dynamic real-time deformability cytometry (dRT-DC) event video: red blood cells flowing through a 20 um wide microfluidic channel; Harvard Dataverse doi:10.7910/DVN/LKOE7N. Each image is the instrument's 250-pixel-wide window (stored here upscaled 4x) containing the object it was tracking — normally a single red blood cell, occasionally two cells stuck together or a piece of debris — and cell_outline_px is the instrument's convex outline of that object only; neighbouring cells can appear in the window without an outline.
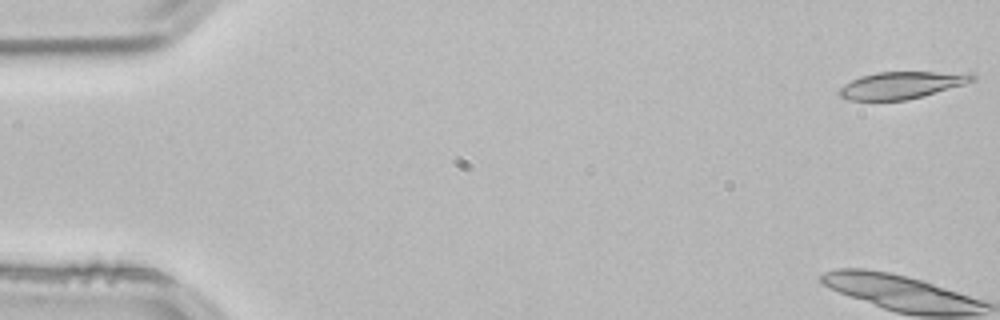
{"species": "common noctule bat (a hibernating species)", "species_latin": "Nyctalus noctula", "temperature_condition": "room temperature", "stored_images_in_passage": 13, "camera_frame_rate_fps": 3000, "um_per_image_px": 0.085, "animal": {"sex": "male", "body_mass_g": 21.5, "forearm_length_mm": 52.0}, "frame": {"image": 1, "passage_image": 1, "time_ms": 0.0, "image_size_px": [1000, 320], "cell_outline_px": [[976, 80], [964, 84], [908, 100], [848, 100], [840, 96], [836, 92], [844, 84], [860, 76], [876, 72], [972, 72], [976, 76]], "centroid_in_image_um": [76.65, 7.22], "position_along_channel_um": 8.4, "area_um2": 21.1}}